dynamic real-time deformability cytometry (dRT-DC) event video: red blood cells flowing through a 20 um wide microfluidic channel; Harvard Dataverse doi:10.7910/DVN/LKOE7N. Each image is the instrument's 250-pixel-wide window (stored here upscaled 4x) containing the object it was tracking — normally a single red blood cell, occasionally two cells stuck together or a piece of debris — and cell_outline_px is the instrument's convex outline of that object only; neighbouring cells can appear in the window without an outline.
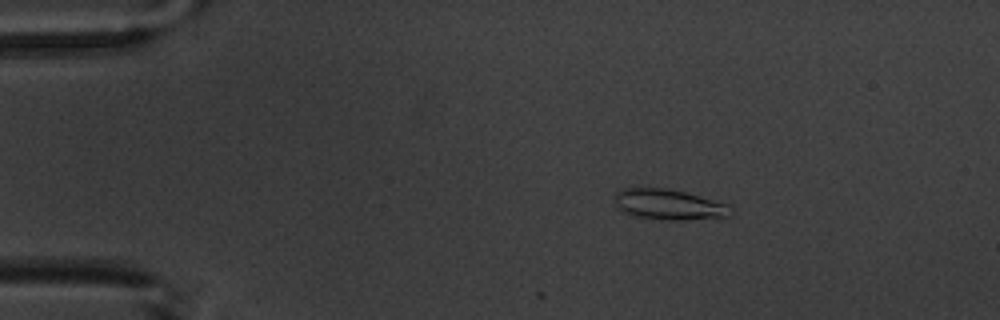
{"species": "common noctule bat (a hibernating species)", "species_latin": "Nyctalus noctula", "temperature_condition": "warm", "stored_images_in_passage": 5, "camera_frame_rate_fps": 3000, "um_per_image_px": 0.085, "animal": {"sex": "male", "body_mass_g": 20.1, "forearm_length_mm": 53.5}, "frame": {"image": 1, "passage_image": 2, "time_ms": 1.333, "image_size_px": [1000, 320], "cell_outline_px": [[728, 216], [680, 220], [664, 220], [640, 216], [624, 212], [616, 208], [616, 192], [624, 188], [664, 188], [684, 192], [728, 204]], "centroid_in_image_um": [56.79, 17.38], "position_along_channel_um": 28.2, "area_um2": 20.0}}